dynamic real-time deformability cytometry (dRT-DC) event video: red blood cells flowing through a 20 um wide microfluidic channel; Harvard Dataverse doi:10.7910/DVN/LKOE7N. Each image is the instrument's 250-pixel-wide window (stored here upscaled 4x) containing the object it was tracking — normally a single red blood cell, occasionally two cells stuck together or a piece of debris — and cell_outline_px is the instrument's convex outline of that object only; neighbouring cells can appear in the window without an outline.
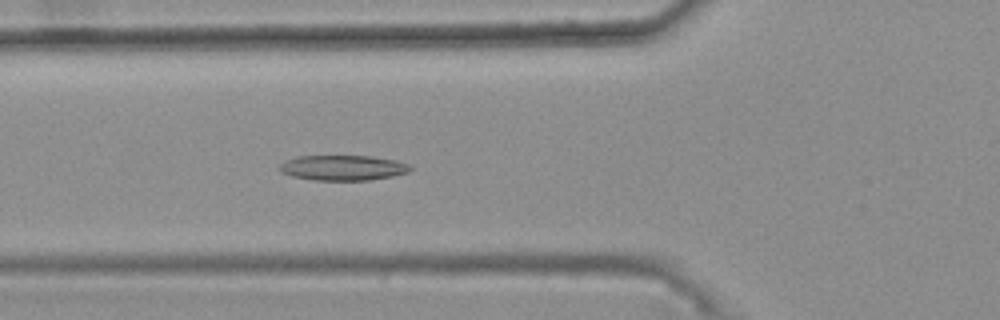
{"species": "common noctule bat (a hibernating species)", "species_latin": "Nyctalus noctula", "temperature_condition": "warm", "stored_images_in_passage": 47, "camera_frame_rate_fps": 3000, "um_per_image_px": 0.085, "animal": {"sex": "female", "body_mass_g": 25.1}, "frame": {"image": 1, "passage_image": 20, "time_ms": 6.333, "image_size_px": [1000, 320], "cell_outline_px": [[412, 168], [408, 172], [392, 176], [368, 180], [312, 180], [292, 176], [280, 172], [280, 164], [284, 160], [296, 156], [372, 156], [396, 160], [408, 164]], "centroid_in_image_um": [29.12, 14.25], "position_along_channel_um": 96.7, "area_um2": 19.25}}
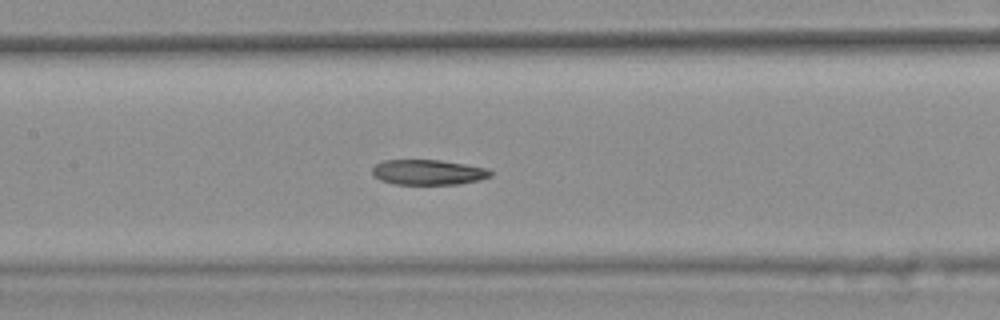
{"frame": {"image": 2, "passage_image": 26, "time_ms": 8.333, "image_size_px": [1000, 320], "cell_outline_px": [[492, 176], [480, 180], [456, 184], [396, 184], [380, 180], [372, 172], [372, 168], [376, 164], [384, 160], [440, 160], [488, 168], [492, 172]], "centroid_in_image_um": [36.42, 14.64], "position_along_channel_um": 171.0, "area_um2": 17.28}}
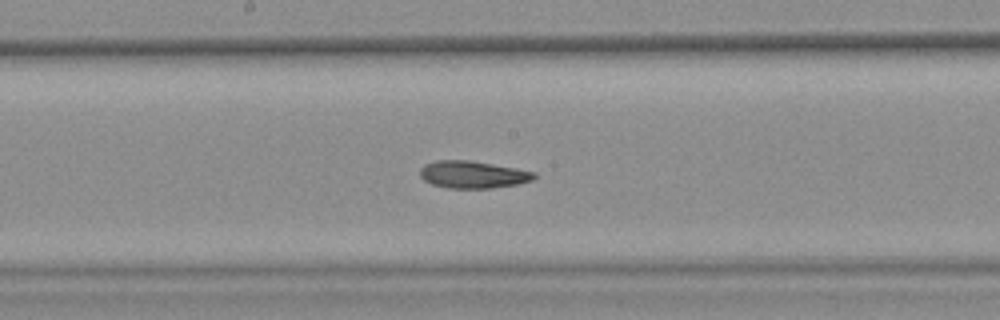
{"frame": {"image": 3, "passage_image": 29, "time_ms": 9.333, "image_size_px": [1000, 320], "cell_outline_px": [[536, 176], [532, 180], [516, 184], [492, 188], [448, 188], [432, 184], [424, 180], [420, 176], [420, 168], [424, 164], [436, 160], [468, 160], [516, 168], [536, 172]], "centroid_in_image_um": [40.17, 14.83], "position_along_channel_um": 208.0, "area_um2": 18.09}, "authors_computed_cell_mechanics": {"area_um2": 18.6694, "velocity_mm_per_s": 3.7106, "shape_relaxation_time_tau1_ms": null, "shape_relaxation_time_tau2_ms": 4.2893, "deformation_change_tau1": null, "deformation_change_tau2": 0.1151}}